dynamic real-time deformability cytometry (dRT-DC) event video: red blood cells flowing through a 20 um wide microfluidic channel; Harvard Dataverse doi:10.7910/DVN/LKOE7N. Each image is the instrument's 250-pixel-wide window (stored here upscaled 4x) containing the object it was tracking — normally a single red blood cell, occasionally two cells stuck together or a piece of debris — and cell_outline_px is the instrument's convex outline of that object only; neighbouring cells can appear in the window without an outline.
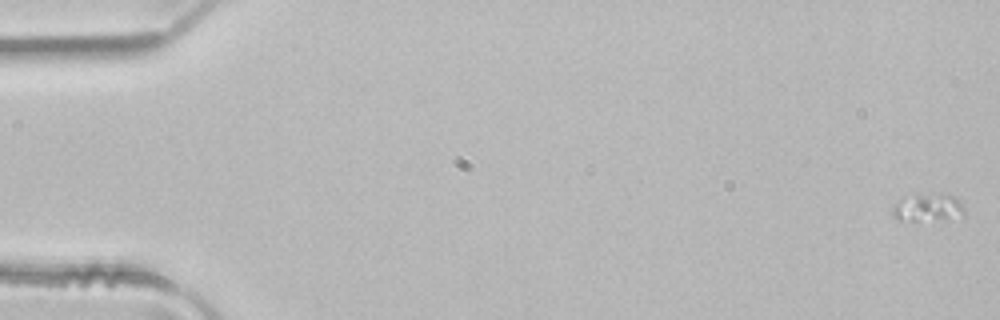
{"species": "common noctule bat (a hibernating species)", "species_latin": "Nyctalus noctula", "temperature_condition": "room temperature", "stored_images_in_passage": 5, "segment_of_instrument_passage": [1, 2], "camera_frame_rate_fps": 3000, "um_per_image_px": 0.085, "animal": {"sex": "male", "body_mass_g": 21.5, "forearm_length_mm": 52.0}, "frame": {"image": 1, "passage_image": 1, "time_ms": 0.0, "image_size_px": [1000, 320], "cell_outline_px": [[964, 216], [916, 224], [900, 220], [892, 216], [892, 208], [904, 196], [916, 192], [952, 196], [964, 208]], "centroid_in_image_um": [78.78, 17.69], "position_along_channel_um": 6.2, "area_um2": 12.25}}